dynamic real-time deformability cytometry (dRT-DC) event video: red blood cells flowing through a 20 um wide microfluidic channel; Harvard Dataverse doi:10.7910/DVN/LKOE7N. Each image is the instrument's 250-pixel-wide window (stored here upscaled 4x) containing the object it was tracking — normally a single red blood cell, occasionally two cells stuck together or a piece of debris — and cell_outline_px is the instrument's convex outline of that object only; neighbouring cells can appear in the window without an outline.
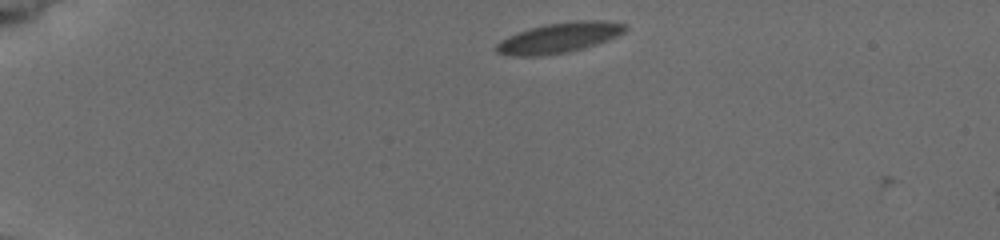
{"species": "common noctule bat (a hibernating species)", "species_latin": "Nyctalus noctula", "temperature_condition": "cold", "stored_images_in_passage": 3, "camera_frame_rate_fps": 3000, "um_per_image_px": 0.085, "animal": {"sex": "female", "body_mass_g": 19.5, "forearm_length_mm": 54.1}, "frame": {"image": 1, "passage_image": 1, "time_ms": 0.0, "image_size_px": [1000, 240], "cell_outline_px": [[628, 28], [624, 32], [608, 40], [584, 48], [564, 52], [540, 56], [512, 56], [496, 52], [496, 44], [500, 40], [508, 36], [528, 28], [544, 24], [576, 20], [604, 20], [624, 24]], "centroid_in_image_um": [47.51, 3.19], "position_along_channel_um": 37.5, "area_um2": 22.72}}